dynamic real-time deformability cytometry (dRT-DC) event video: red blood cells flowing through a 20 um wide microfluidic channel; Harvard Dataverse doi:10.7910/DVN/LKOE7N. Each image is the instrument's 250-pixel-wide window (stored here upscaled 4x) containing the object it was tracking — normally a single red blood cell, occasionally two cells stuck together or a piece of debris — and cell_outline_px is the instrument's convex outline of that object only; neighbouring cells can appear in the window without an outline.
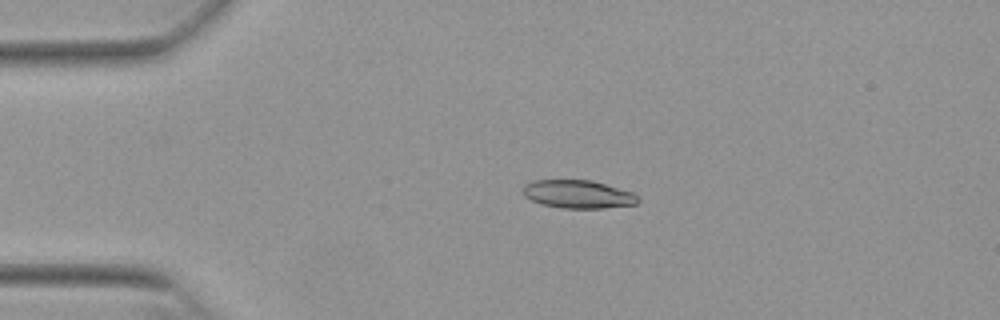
{"species": "Egyptian fruit bat (a non-hibernating species)", "species_latin": "Rousettus aegyptiacus", "temperature_condition": "warm", "stored_images_in_passage": 52, "camera_frame_rate_fps": 3000, "um_per_image_px": 0.085, "animal": {"sex": "female"}, "frame": {"image": 1, "passage_image": 11, "time_ms": 3.333, "image_size_px": [1000, 320], "cell_outline_px": [[640, 200], [636, 204], [604, 208], [560, 208], [540, 204], [524, 196], [524, 184], [532, 180], [592, 180], [632, 192], [640, 196]], "centroid_in_image_um": [49.14, 16.51], "position_along_channel_um": 35.9, "area_um2": 18.96}}
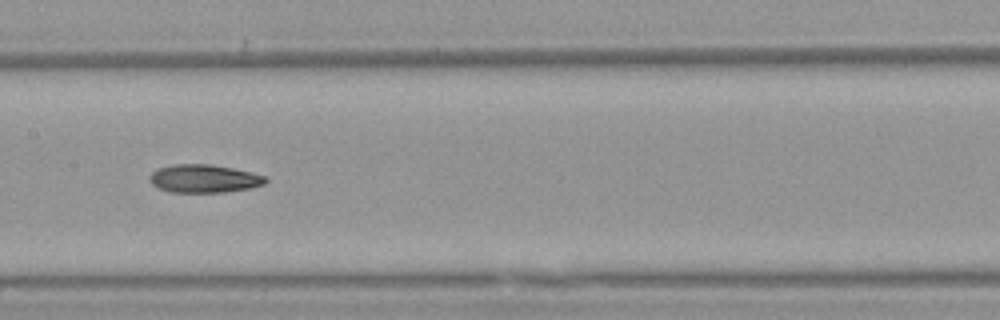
{"frame": {"image": 2, "passage_image": 26, "time_ms": 8.333, "image_size_px": [1000, 320], "cell_outline_px": [[268, 180], [264, 184], [248, 188], [224, 192], [168, 192], [152, 184], [148, 180], [148, 176], [156, 168], [172, 164], [212, 164], [252, 172], [264, 176]], "centroid_in_image_um": [17.29, 15.17], "position_along_channel_um": 190.1, "area_um2": 19.07}}
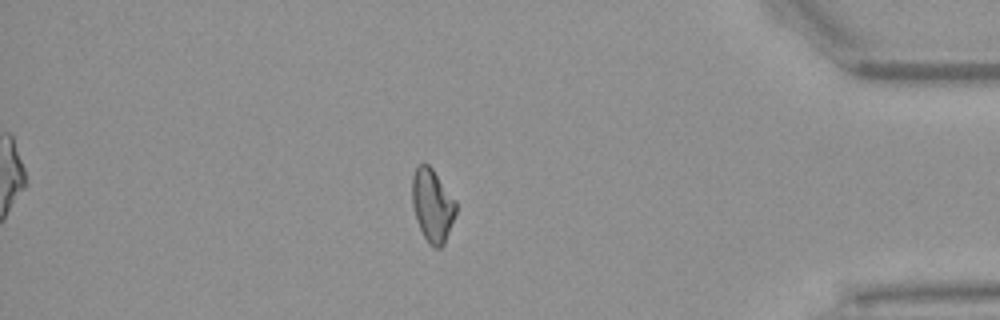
{"frame": {"image": 3, "passage_image": 45, "time_ms": 14.667, "image_size_px": [1000, 320], "cell_outline_px": [[456, 212], [444, 244], [440, 248], [432, 248], [428, 244], [416, 220], [412, 204], [412, 176], [416, 168], [420, 164], [428, 164], [432, 168], [456, 200]], "centroid_in_image_um": [36.75, 17.47], "position_along_channel_um": 398.5, "area_um2": 18.61}, "authors_computed_cell_mechanics": {"area_um2": 19.0451, "velocity_mm_per_s": 3.8612, "shape_relaxation_time_tau1_ms": 8.7596, "shape_relaxation_time_tau2_ms": 4.4693, "deformation_change_tau1": 0.2346, "deformation_change_tau2": 0.1088}}